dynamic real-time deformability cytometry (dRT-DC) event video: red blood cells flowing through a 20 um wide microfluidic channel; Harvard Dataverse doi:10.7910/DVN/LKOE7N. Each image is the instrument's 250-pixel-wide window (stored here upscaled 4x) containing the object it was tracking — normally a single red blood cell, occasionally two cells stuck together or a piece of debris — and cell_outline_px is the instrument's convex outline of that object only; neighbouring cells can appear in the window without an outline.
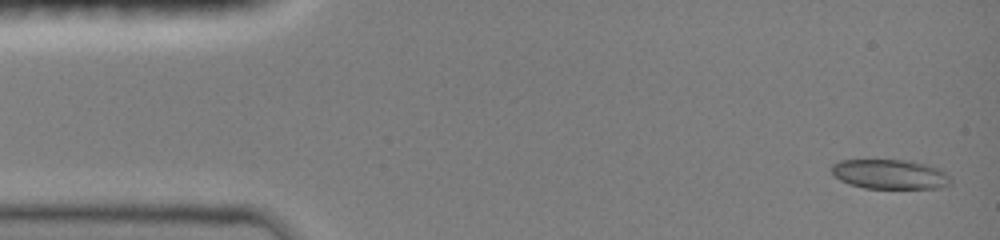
{"species": "common noctule bat (a hibernating species)", "species_latin": "Nyctalus noctula", "temperature_condition": "room temperature", "stored_images_in_passage": 29, "camera_frame_rate_fps": 3000, "um_per_image_px": 0.085, "animal": {"sex": "female", "body_mass_g": 19.0, "forearm_length_mm": 51.5}, "frame": {"image": 1, "passage_image": 1, "time_ms": 0.0, "image_size_px": [1000, 240], "cell_outline_px": [[952, 184], [940, 188], [864, 188], [848, 184], [840, 180], [828, 168], [832, 164], [840, 160], [908, 160], [928, 164], [940, 168], [952, 180]], "centroid_in_image_um": [75.65, 14.81], "position_along_channel_um": 9.4, "area_um2": 20.81}}
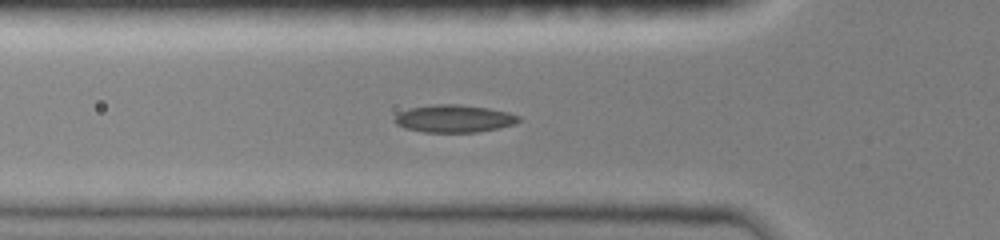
{"frame": {"image": 2, "passage_image": 21, "time_ms": 4.667, "image_size_px": [1000, 240], "cell_outline_px": [[520, 120], [516, 124], [476, 132], [424, 132], [404, 128], [396, 124], [392, 120], [400, 112], [408, 108], [432, 104], [460, 104], [488, 108], [508, 112], [520, 116]], "centroid_in_image_um": [38.57, 10.07], "position_along_channel_um": 87.2, "area_um2": 20.0}}
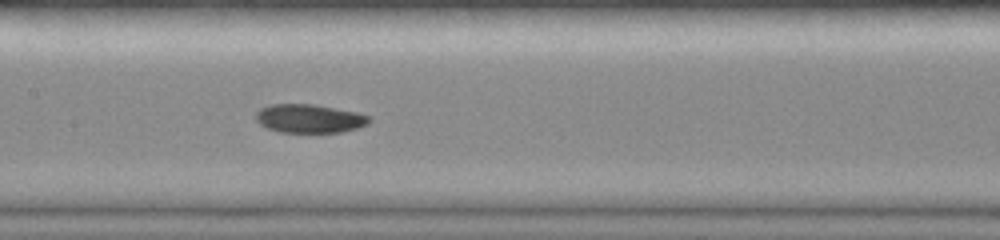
{"frame": {"image": 3, "passage_image": 29, "time_ms": 7.0, "image_size_px": [1000, 240], "cell_outline_px": [[372, 120], [368, 124], [356, 128], [340, 132], [280, 132], [268, 128], [260, 124], [256, 120], [256, 112], [260, 108], [272, 104], [316, 104], [356, 112], [368, 116]], "centroid_in_image_um": [26.29, 10.07], "position_along_channel_um": 181.1, "area_um2": 18.84}}